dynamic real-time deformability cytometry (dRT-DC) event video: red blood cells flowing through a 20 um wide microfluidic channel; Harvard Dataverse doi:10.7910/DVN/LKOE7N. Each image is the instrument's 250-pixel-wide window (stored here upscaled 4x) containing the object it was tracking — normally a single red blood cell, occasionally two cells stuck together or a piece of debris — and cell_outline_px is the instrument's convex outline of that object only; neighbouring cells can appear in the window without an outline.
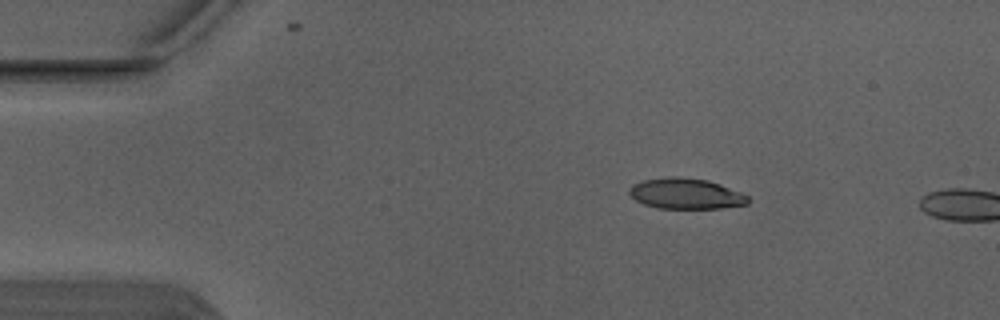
{"species": "Egyptian fruit bat (a non-hibernating species)", "species_latin": "Rousettus aegyptiacus", "temperature_condition": "warm", "stored_images_in_passage": 2, "camera_frame_rate_fps": 3000, "um_per_image_px": 0.085, "animal": {"sex": "male"}, "frame": {"image": 1, "passage_image": 1, "time_ms": 0.0, "image_size_px": [1000, 320], "cell_outline_px": [[752, 200], [748, 204], [720, 208], [656, 208], [644, 204], [636, 200], [628, 192], [628, 188], [632, 184], [644, 180], [672, 176], [676, 176], [708, 180], [720, 184], [740, 192], [748, 196]], "centroid_in_image_um": [58.3, 16.46], "position_along_channel_um": 26.7, "area_um2": 21.27}}